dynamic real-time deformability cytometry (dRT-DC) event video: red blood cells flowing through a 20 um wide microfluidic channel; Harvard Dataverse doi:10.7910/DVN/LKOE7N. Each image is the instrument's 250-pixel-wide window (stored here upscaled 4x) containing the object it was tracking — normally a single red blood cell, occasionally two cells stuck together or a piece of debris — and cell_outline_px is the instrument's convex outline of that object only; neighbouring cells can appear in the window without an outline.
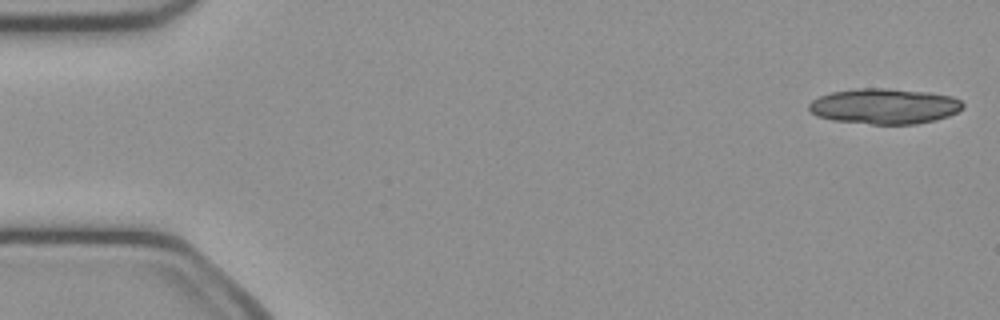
{"species": "common noctule bat (a hibernating species)", "species_latin": "Nyctalus noctula", "temperature_condition": "cold", "stored_images_in_passage": 12, "camera_frame_rate_fps": 3000, "um_per_image_px": 0.085, "animal": {"sex": "female", "body_mass_g": 21.9}, "frame": {"image": 1, "passage_image": 1, "time_ms": 0.0, "image_size_px": [1000, 320], "cell_outline_px": [[964, 108], [948, 116], [936, 120], [916, 124], [872, 124], [832, 120], [816, 116], [808, 108], [808, 104], [812, 100], [820, 96], [832, 92], [856, 88], [884, 88], [928, 92], [952, 96], [960, 100], [964, 104]], "centroid_in_image_um": [75.18, 9.03], "position_along_channel_um": 9.8, "area_um2": 31.91}}